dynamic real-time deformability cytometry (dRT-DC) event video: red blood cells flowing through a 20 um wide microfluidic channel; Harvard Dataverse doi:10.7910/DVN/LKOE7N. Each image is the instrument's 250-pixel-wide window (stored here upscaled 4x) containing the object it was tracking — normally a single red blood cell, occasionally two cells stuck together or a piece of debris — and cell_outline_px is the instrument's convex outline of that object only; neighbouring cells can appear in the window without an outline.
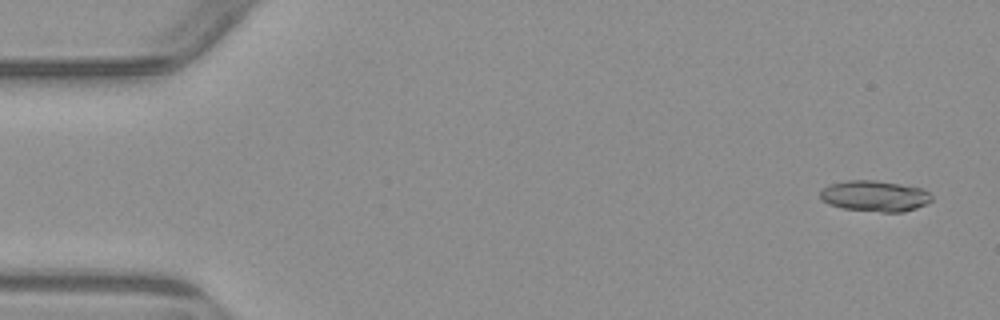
{"species": "common noctule bat (a hibernating species)", "species_latin": "Nyctalus noctula", "temperature_condition": "warm", "stored_images_in_passage": 6, "camera_frame_rate_fps": 3000, "um_per_image_px": 0.085, "animal": {"sex": "male", "body_mass_g": 23.1, "forearm_length_mm": 52.7}, "frame": {"image": 1, "passage_image": 1, "time_ms": 0.0, "image_size_px": [1000, 320], "cell_outline_px": [[932, 200], [928, 204], [904, 212], [880, 212], [840, 208], [828, 204], [820, 196], [820, 192], [828, 184], [848, 180], [876, 180], [924, 188], [932, 196]], "centroid_in_image_um": [74.38, 16.66], "position_along_channel_um": 10.6, "area_um2": 20.29}}
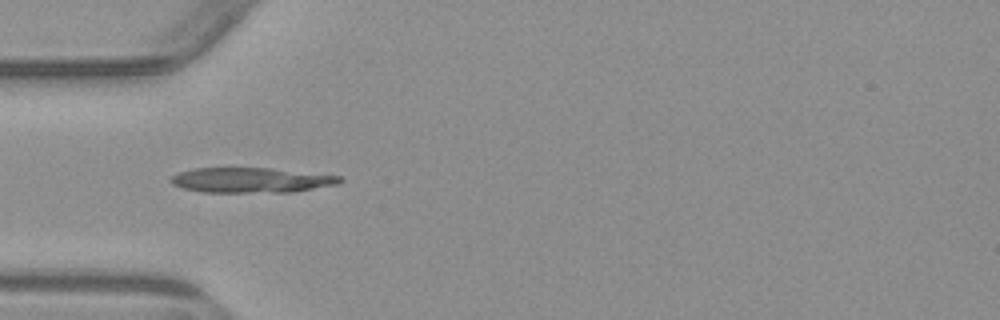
{"frame": {"image": 2, "passage_image": 5, "time_ms": 4.667, "image_size_px": [1000, 320], "cell_outline_px": [[344, 180], [336, 184], [292, 192], [204, 192], [184, 188], [172, 184], [168, 180], [172, 176], [180, 172], [192, 168], [268, 168], [340, 176]], "centroid_in_image_um": [21.3, 15.31], "position_along_channel_um": 63.7, "area_um2": 24.39}}
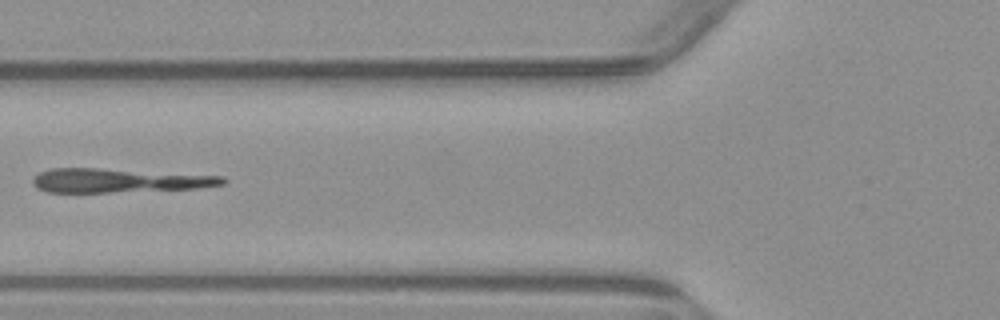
{"frame": {"image": 3, "passage_image": 6, "time_ms": 6.0, "image_size_px": [1000, 320], "cell_outline_px": [[228, 180], [224, 184], [196, 188], [108, 192], [48, 192], [36, 188], [32, 184], [32, 180], [40, 172], [52, 168], [96, 168], [224, 176]], "centroid_in_image_um": [10.08, 15.34], "position_along_channel_um": 115.7, "area_um2": 26.24}}